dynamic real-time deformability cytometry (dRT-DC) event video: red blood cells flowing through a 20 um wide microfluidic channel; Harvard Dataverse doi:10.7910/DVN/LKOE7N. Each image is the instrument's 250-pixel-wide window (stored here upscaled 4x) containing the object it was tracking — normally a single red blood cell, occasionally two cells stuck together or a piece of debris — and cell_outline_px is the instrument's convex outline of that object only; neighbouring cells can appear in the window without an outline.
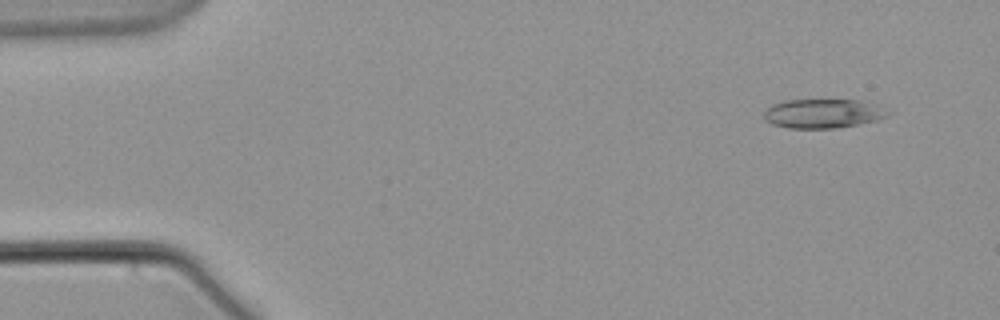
{"species": "common noctule bat (a hibernating species)", "species_latin": "Nyctalus noctula", "temperature_condition": "warm", "stored_images_in_passage": 7, "camera_frame_rate_fps": 3000, "um_per_image_px": 0.085, "animal": {"sex": "male", "body_mass_g": 21.5, "forearm_length_mm": 52.0}, "frame": {"image": 1, "passage_image": 2, "time_ms": 1.333, "image_size_px": [1000, 320], "cell_outline_px": [[892, 112], [888, 116], [876, 120], [836, 128], [788, 128], [772, 124], [764, 120], [764, 112], [772, 104], [784, 100], [860, 100], [880, 104]], "centroid_in_image_um": [69.99, 9.64], "position_along_channel_um": 15.0, "area_um2": 21.27}}
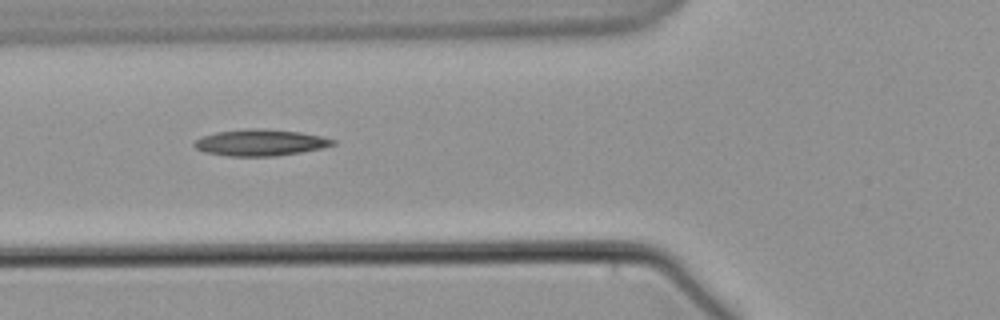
{"frame": {"image": 2, "passage_image": 7, "time_ms": 7.333, "image_size_px": [1000, 320], "cell_outline_px": [[336, 144], [324, 148], [276, 156], [228, 156], [204, 152], [196, 148], [192, 144], [200, 136], [216, 132], [244, 128], [256, 128], [300, 132], [320, 136], [336, 140]], "centroid_in_image_um": [22.11, 12.12], "position_along_channel_um": 103.7, "area_um2": 21.44}}